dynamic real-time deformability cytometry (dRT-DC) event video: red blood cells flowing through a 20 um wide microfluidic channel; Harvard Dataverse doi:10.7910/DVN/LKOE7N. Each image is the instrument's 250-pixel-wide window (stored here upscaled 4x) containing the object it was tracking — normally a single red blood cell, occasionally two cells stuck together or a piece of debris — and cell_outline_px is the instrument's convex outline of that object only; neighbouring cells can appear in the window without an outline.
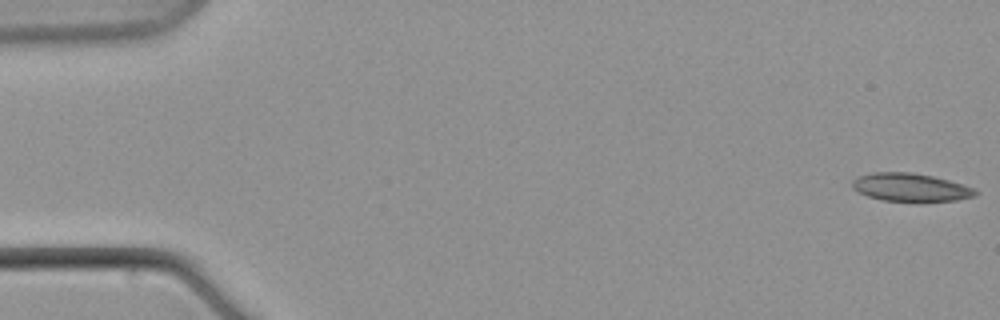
{"species": "common noctule bat (a hibernating species)", "species_latin": "Nyctalus noctula", "temperature_condition": "warm", "stored_images_in_passage": 10, "camera_frame_rate_fps": 3000, "um_per_image_px": 0.085, "animal": {"sex": "male", "body_mass_g": 21.5, "forearm_length_mm": 52.0}, "frame": {"image": 1, "passage_image": 1, "time_ms": 0.0, "image_size_px": [1000, 320], "cell_outline_px": [[980, 192], [976, 196], [956, 200], [916, 204], [884, 200], [868, 196], [852, 188], [852, 180], [856, 176], [872, 172], [912, 172], [932, 176], [948, 180], [972, 188]], "centroid_in_image_um": [77.39, 15.96], "position_along_channel_um": 7.6, "area_um2": 20.81}}
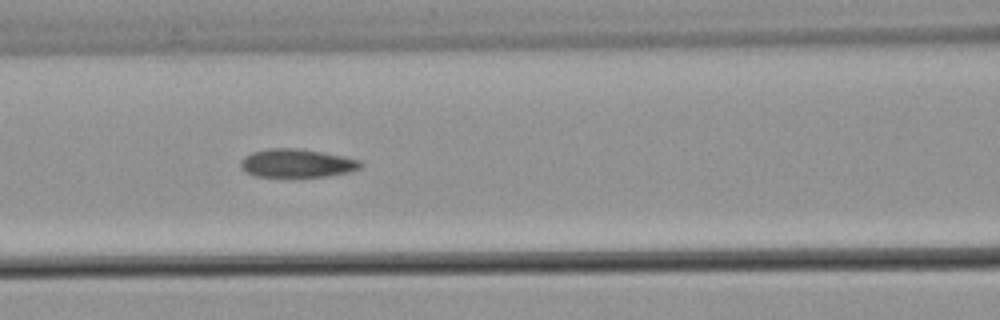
{"frame": {"image": 2, "passage_image": 9, "time_ms": 11.0, "image_size_px": [1000, 320], "cell_outline_px": [[364, 164], [360, 168], [348, 172], [328, 176], [252, 176], [244, 172], [240, 168], [240, 160], [244, 156], [252, 152], [268, 148], [300, 148], [360, 160]], "centroid_in_image_um": [25.17, 13.87], "position_along_channel_um": 141.4, "area_um2": 19.83}}